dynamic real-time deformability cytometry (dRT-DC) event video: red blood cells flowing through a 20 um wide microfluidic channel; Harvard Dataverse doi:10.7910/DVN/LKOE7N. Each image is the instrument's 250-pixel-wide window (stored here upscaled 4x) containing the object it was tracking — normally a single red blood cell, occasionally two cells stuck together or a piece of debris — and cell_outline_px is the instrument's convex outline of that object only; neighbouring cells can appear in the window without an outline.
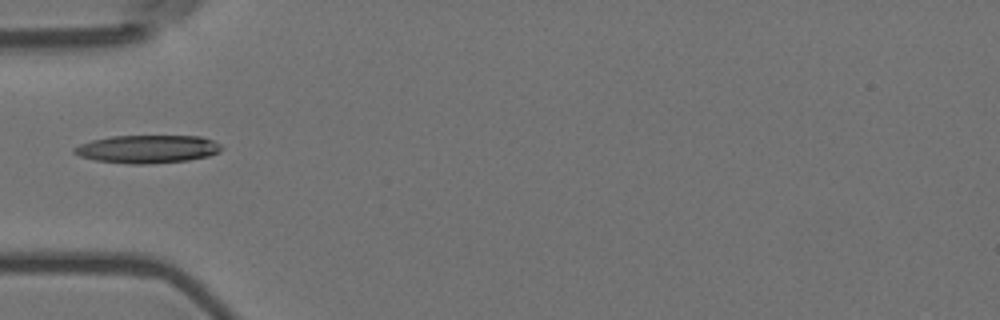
{"species": "Egyptian fruit bat (a non-hibernating species)", "species_latin": "Rousettus aegyptiacus", "temperature_condition": "room temperature", "stored_images_in_passage": 2, "camera_frame_rate_fps": 3000, "um_per_image_px": 0.085, "animal": {"sex": "female"}, "frame": {"image": 1, "passage_image": 2, "time_ms": 0.333, "image_size_px": [1000, 320], "cell_outline_px": [[224, 148], [220, 152], [208, 156], [188, 160], [148, 164], [132, 164], [96, 160], [80, 156], [72, 152], [72, 148], [80, 144], [92, 140], [112, 136], [200, 136], [212, 140], [220, 144]], "centroid_in_image_um": [12.55, 12.67], "position_along_channel_um": 72.5, "area_um2": 24.04}}